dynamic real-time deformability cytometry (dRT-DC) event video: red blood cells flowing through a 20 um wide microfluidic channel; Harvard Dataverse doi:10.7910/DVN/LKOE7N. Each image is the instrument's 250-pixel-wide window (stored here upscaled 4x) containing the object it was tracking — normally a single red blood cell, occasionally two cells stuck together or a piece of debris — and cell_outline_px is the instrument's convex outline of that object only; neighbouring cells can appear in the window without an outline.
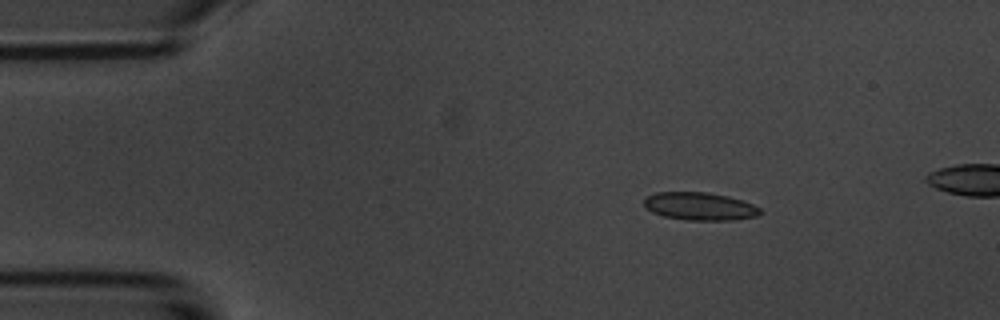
{"species": "common noctule bat (a hibernating species)", "species_latin": "Nyctalus noctula", "temperature_condition": "room temperature", "stored_images_in_passage": 5, "camera_frame_rate_fps": 3000, "um_per_image_px": 0.085, "animal": {"sex": "male", "body_mass_g": 20.1, "forearm_length_mm": 53.5}, "frame": {"image": 1, "passage_image": 2, "time_ms": 1.0, "image_size_px": [1000, 320], "cell_outline_px": [[764, 212], [760, 216], [732, 220], [688, 220], [664, 216], [652, 212], [644, 208], [644, 196], [656, 192], [708, 192], [728, 196], [752, 204], [760, 208]], "centroid_in_image_um": [59.48, 17.53], "position_along_channel_um": 25.5, "area_um2": 19.07}}